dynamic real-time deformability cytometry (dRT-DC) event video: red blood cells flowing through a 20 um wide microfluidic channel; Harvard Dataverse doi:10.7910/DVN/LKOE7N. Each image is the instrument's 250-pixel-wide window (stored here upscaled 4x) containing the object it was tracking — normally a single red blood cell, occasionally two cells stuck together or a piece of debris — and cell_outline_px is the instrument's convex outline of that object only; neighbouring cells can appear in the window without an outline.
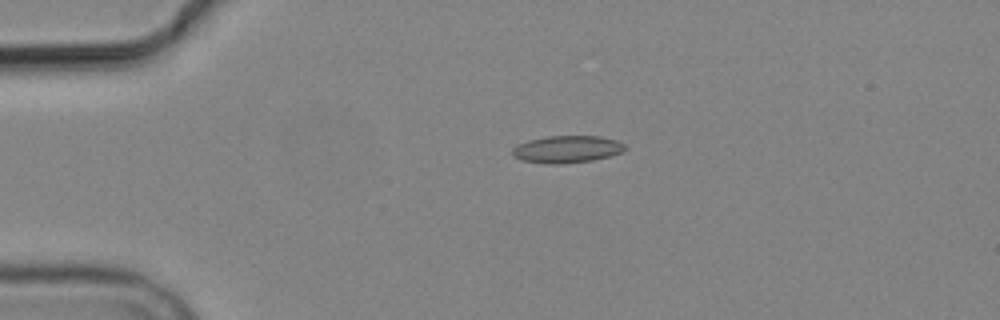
{"species": "common noctule bat (a hibernating species)", "species_latin": "Nyctalus noctula", "temperature_condition": "cold", "stored_images_in_passage": 4, "camera_frame_rate_fps": 3000, "um_per_image_px": 0.085, "animal": {"sex": "male", "body_mass_g": 19.2, "forearm_length_mm": 51.8}, "frame": {"image": 1, "passage_image": 3, "time_ms": 2.333, "image_size_px": [1000, 320], "cell_outline_px": [[628, 148], [624, 152], [592, 160], [560, 164], [544, 164], [520, 160], [512, 156], [512, 148], [516, 144], [528, 140], [548, 136], [600, 136], [616, 140], [624, 144]], "centroid_in_image_um": [48.16, 12.69], "position_along_channel_um": 36.8, "area_um2": 18.09}}
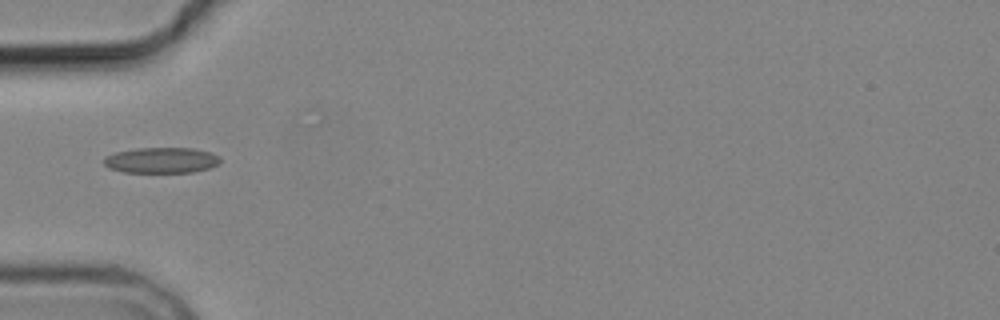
{"frame": {"image": 2, "passage_image": 4, "time_ms": 4.333, "image_size_px": [1000, 320], "cell_outline_px": [[220, 164], [208, 168], [192, 172], [124, 172], [108, 168], [104, 164], [104, 156], [116, 152], [136, 148], [192, 148], [212, 152], [220, 156]], "centroid_in_image_um": [13.73, 13.61], "position_along_channel_um": 71.3, "area_um2": 17.51}}